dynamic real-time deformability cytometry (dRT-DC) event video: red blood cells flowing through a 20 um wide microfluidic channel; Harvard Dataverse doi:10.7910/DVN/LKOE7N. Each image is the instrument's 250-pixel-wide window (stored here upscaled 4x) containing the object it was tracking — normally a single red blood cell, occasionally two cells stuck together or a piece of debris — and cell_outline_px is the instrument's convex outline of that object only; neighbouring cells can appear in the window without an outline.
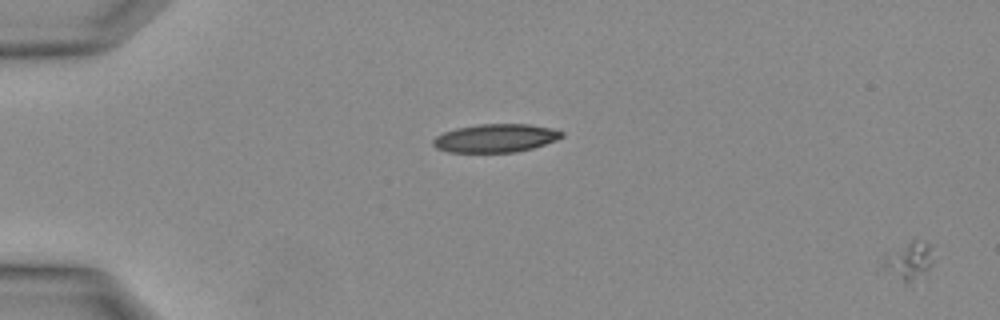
{"species": "Egyptian fruit bat (a non-hibernating species)", "species_latin": "Rousettus aegyptiacus", "temperature_condition": "warm", "stored_images_in_passage": 35, "segment_of_instrument_passage": [1, 2], "camera_frame_rate_fps": 3000, "um_per_image_px": 0.085, "animal": {"sex": "female"}, "frame": {"image": 1, "passage_image": 1, "time_ms": 0.0, "image_size_px": [1000, 320], "cell_outline_px": [[932, 260], [924, 276], [908, 284], [876, 272], [884, 252], [912, 240], [928, 244]], "centroid_in_image_um": [77.02, 22.26], "position_along_channel_um": 8.0, "area_um2": 11.96}}
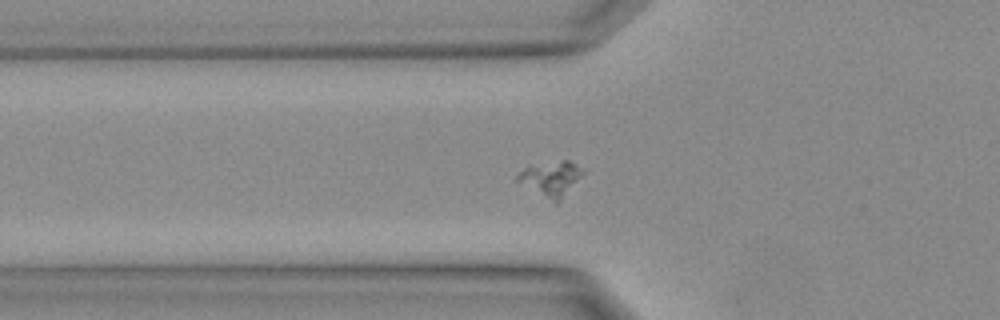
{"frame": {"image": 2, "passage_image": 13, "time_ms": 4.0, "image_size_px": [1000, 320], "cell_outline_px": [[584, 172], [560, 200], [556, 204], [516, 180], [516, 176], [524, 168], [564, 160], [568, 160], [584, 168]], "centroid_in_image_um": [46.85, 15.19], "position_along_channel_um": 78.9, "area_um2": 12.66}}
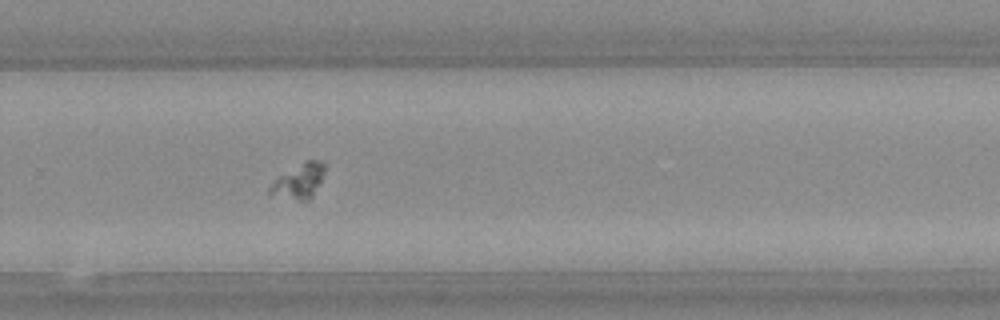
{"frame": {"image": 3, "passage_image": 24, "time_ms": 7.667, "image_size_px": [1000, 320], "cell_outline_px": [[324, 172], [312, 196], [304, 204], [268, 192], [268, 188], [280, 176], [308, 160], [316, 160], [324, 164]], "centroid_in_image_um": [25.42, 15.46], "position_along_channel_um": 304.4, "area_um2": 10.64}}